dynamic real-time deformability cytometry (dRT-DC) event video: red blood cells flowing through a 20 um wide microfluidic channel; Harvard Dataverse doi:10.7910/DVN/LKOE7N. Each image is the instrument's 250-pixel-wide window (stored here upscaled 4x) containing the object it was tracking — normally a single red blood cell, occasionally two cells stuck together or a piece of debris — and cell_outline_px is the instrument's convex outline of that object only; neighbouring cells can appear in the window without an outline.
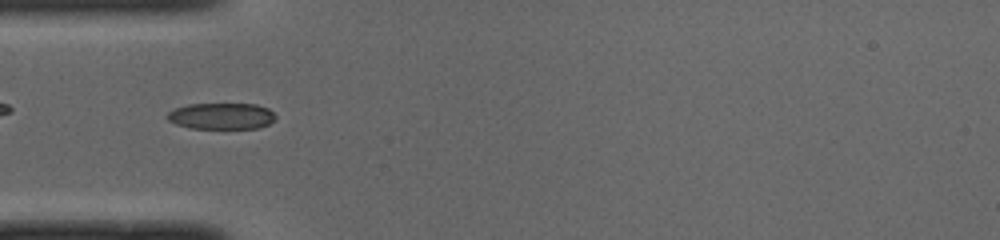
{"species": "common noctule bat (a hibernating species)", "species_latin": "Nyctalus noctula", "temperature_condition": "cold", "stored_images_in_passage": 38, "camera_frame_rate_fps": 3000, "um_per_image_px": 0.085, "animal": {"sex": "male", "body_mass_g": 19.0, "forearm_length_mm": 50.8}, "frame": {"image": 1, "passage_image": 3, "time_ms": 0.667, "image_size_px": [1000, 240], "cell_outline_px": [[276, 116], [268, 124], [256, 128], [188, 128], [176, 124], [168, 120], [164, 116], [168, 112], [176, 108], [188, 104], [256, 104], [268, 108]], "centroid_in_image_um": [18.78, 9.86], "position_along_channel_um": 66.2, "area_um2": 16.53}}
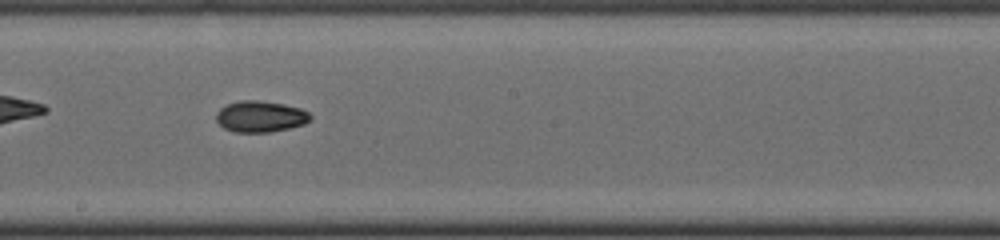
{"frame": {"image": 2, "passage_image": 15, "time_ms": 4.667, "image_size_px": [1000, 240], "cell_outline_px": [[312, 120], [304, 124], [288, 128], [268, 132], [236, 132], [224, 128], [216, 120], [216, 112], [220, 108], [228, 104], [240, 100], [256, 100], [284, 104], [300, 108], [308, 112], [312, 116]], "centroid_in_image_um": [22.14, 9.9], "position_along_channel_um": 226.1, "area_um2": 17.11}}
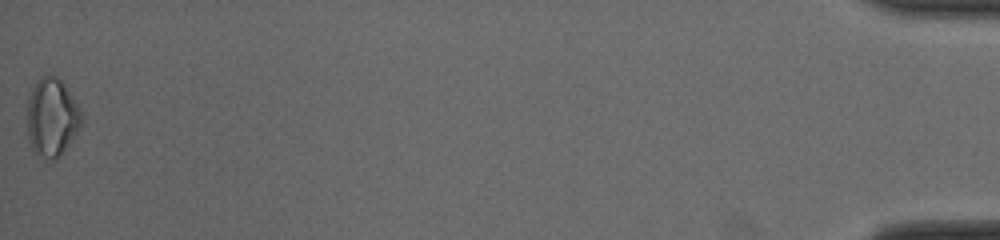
{"frame": {"image": 3, "passage_image": 38, "time_ms": 12.333, "image_size_px": [1000, 240], "cell_outline_px": [[80, 128], [56, 160], [52, 160], [36, 156], [28, 144], [28, 96], [36, 80], [40, 76], [56, 76], [64, 84], [80, 108]], "centroid_in_image_um": [4.37, 9.99], "position_along_channel_um": 430.8, "area_um2": 24.68}, "authors_computed_cell_mechanics": {"area_um2": 16.9643, "velocity_mm_per_s": 4.005, "shape_relaxation_time_tau1_ms": 2.9738, "shape_relaxation_time_tau2_ms": 5.2134, "deformation_change_tau1": 0.1269, "deformation_change_tau2": 0.0785}}